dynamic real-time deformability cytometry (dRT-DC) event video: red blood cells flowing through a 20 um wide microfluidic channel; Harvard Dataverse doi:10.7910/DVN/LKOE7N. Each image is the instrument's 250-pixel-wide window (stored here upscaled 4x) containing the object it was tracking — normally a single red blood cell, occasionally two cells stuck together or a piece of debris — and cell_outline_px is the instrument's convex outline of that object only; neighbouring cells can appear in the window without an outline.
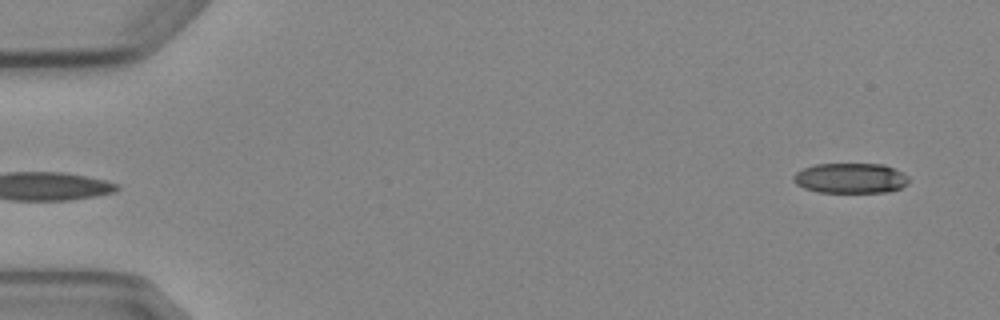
{"species": "Egyptian fruit bat (a non-hibernating species)", "species_latin": "Rousettus aegyptiacus", "temperature_condition": "cold", "stored_images_in_passage": 5, "segment_of_instrument_passage": [2, 2], "camera_frame_rate_fps": 3000, "um_per_image_px": 0.085, "animal": {"sex": "female"}, "frame": {"image": 1, "passage_image": 5, "time_ms": 4.667, "image_size_px": [1000, 320], "cell_outline_px": [[908, 184], [900, 188], [888, 192], [816, 192], [804, 188], [796, 184], [792, 180], [792, 176], [796, 172], [804, 168], [816, 164], [884, 164], [904, 172], [908, 176]], "centroid_in_image_um": [72.3, 15.14], "position_along_channel_um": 12.7, "area_um2": 20.46}}